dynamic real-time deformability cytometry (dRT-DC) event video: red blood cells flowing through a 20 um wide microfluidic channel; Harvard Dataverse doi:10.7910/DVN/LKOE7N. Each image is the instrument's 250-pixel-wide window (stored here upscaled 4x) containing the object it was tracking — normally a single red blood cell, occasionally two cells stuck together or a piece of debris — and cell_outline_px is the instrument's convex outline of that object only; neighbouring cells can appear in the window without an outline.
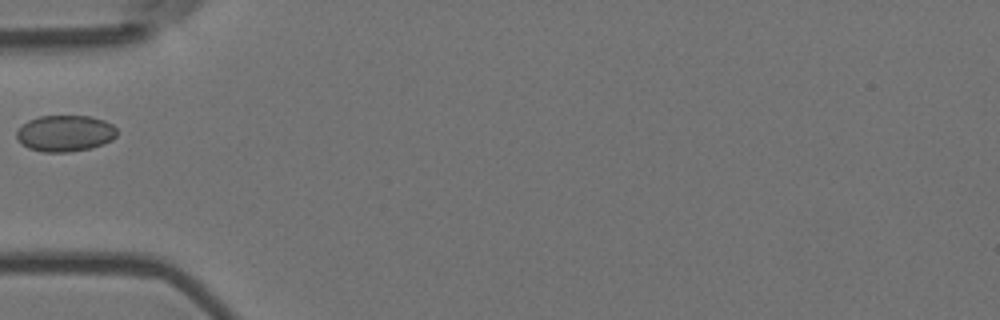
{"species": "Egyptian fruit bat (a non-hibernating species)", "species_latin": "Rousettus aegyptiacus", "temperature_condition": "room temperature", "stored_images_in_passage": 5, "camera_frame_rate_fps": 3000, "um_per_image_px": 0.085, "animal": {"sex": "female"}, "frame": {"image": 1, "passage_image": 1, "time_ms": 0.0, "image_size_px": [1000, 320], "cell_outline_px": [[116, 136], [112, 140], [104, 144], [92, 148], [68, 152], [44, 152], [28, 148], [16, 136], [16, 132], [28, 120], [40, 116], [92, 116], [104, 120], [112, 124], [116, 128]], "centroid_in_image_um": [5.57, 11.33], "position_along_channel_um": 79.4, "area_um2": 21.21}}